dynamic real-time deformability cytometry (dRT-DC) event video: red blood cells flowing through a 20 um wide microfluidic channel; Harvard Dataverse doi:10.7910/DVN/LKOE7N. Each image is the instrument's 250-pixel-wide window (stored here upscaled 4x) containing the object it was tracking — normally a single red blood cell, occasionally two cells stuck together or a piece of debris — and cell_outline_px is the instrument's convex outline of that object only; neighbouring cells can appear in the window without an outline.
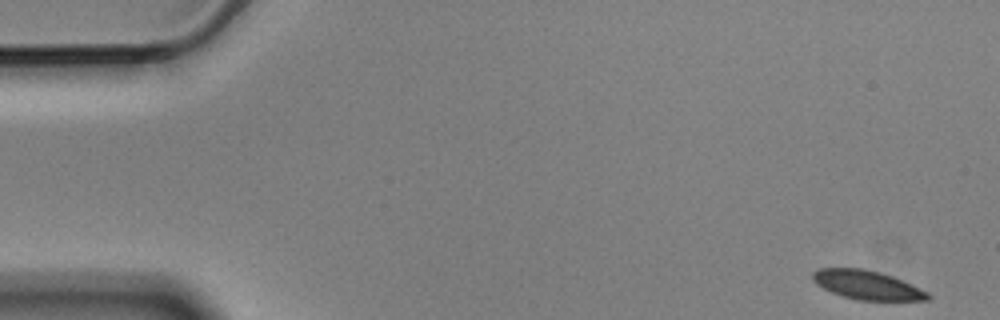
{"species": "Egyptian fruit bat (a non-hibernating species)", "species_latin": "Rousettus aegyptiacus", "temperature_condition": "cold", "stored_images_in_passage": 5, "camera_frame_rate_fps": 3000, "um_per_image_px": 0.085, "animal": {"sex": "male"}, "frame": {"image": 1, "passage_image": 1, "time_ms": 0.0, "image_size_px": [1000, 320], "cell_outline_px": [[932, 296], [928, 300], [856, 300], [832, 292], [816, 284], [812, 280], [812, 272], [820, 268], [864, 268], [880, 272], [892, 276], [928, 292]], "centroid_in_image_um": [73.68, 24.22], "position_along_channel_um": 11.3, "area_um2": 19.31}}
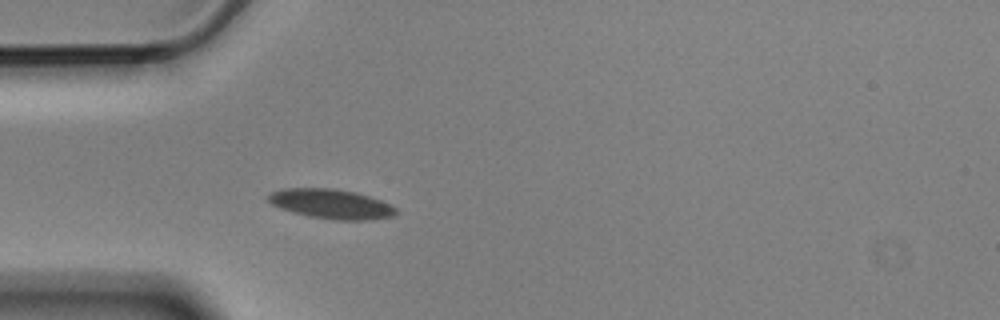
{"frame": {"image": 2, "passage_image": 5, "time_ms": 1.333, "image_size_px": [1000, 320], "cell_outline_px": [[400, 212], [392, 216], [372, 220], [332, 220], [308, 216], [292, 212], [280, 208], [272, 204], [268, 200], [268, 196], [272, 192], [284, 188], [336, 188], [356, 192], [380, 200], [396, 208]], "centroid_in_image_um": [28.16, 17.34], "position_along_channel_um": 56.8, "area_um2": 22.14}}